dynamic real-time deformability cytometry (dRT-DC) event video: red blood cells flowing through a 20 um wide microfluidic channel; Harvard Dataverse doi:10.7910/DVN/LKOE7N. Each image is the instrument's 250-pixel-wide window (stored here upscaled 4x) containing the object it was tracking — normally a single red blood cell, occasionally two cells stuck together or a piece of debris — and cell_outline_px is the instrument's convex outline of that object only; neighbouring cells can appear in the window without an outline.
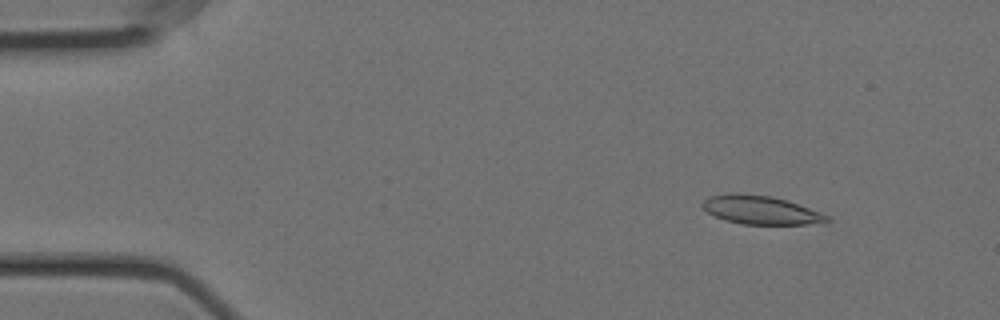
{"species": "Egyptian fruit bat (a non-hibernating species)", "species_latin": "Rousettus aegyptiacus", "temperature_condition": "cold", "stored_images_in_passage": 52, "camera_frame_rate_fps": 3000, "um_per_image_px": 0.085, "animal": {"sex": "female"}, "frame": {"image": 1, "passage_image": 2, "time_ms": 0.333, "image_size_px": [1000, 320], "cell_outline_px": [[832, 220], [808, 224], [740, 224], [724, 220], [708, 212], [700, 204], [704, 200], [712, 196], [732, 192], [736, 192], [772, 196], [788, 200], [828, 216]], "centroid_in_image_um": [64.62, 17.84], "position_along_channel_um": 20.4, "area_um2": 20.58}}
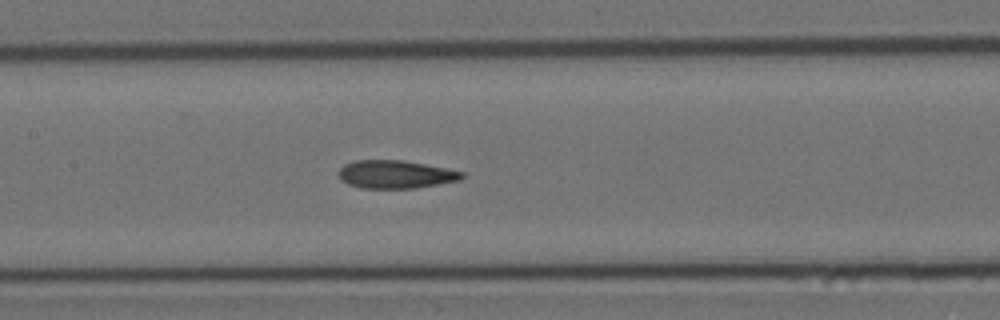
{"frame": {"image": 2, "passage_image": 22, "time_ms": 7.0, "image_size_px": [1000, 320], "cell_outline_px": [[464, 176], [460, 180], [416, 188], [360, 188], [348, 184], [340, 180], [336, 172], [344, 164], [356, 160], [404, 160], [464, 172]], "centroid_in_image_um": [33.57, 14.82], "position_along_channel_um": 173.8, "area_um2": 20.23}}
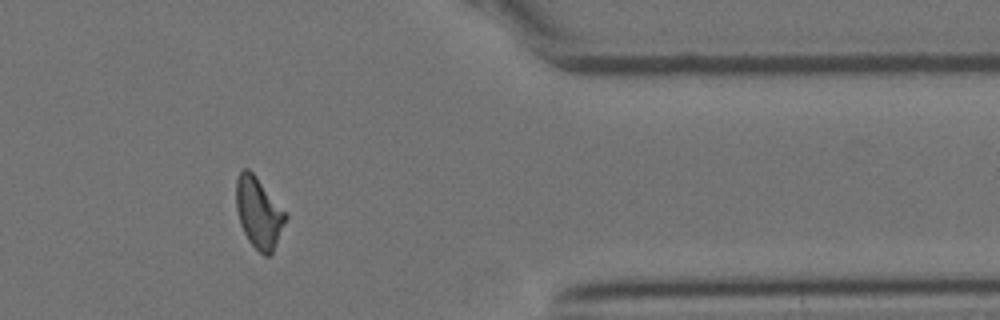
{"frame": {"image": 3, "passage_image": 42, "time_ms": 13.667, "image_size_px": [1000, 320], "cell_outline_px": [[288, 216], [272, 252], [268, 256], [264, 256], [248, 240], [240, 224], [236, 208], [236, 180], [240, 172], [244, 168], [248, 168], [256, 176]], "centroid_in_image_um": [21.97, 18.07], "position_along_channel_um": 389.4, "area_um2": 20.0}, "authors_computed_cell_mechanics": {"area_um2": 20.5479, "velocity_mm_per_s": 3.556, "shape_relaxation_time_tau1_ms": null, "shape_relaxation_time_tau2_ms": 2.4289, "deformation_change_tau1": null, "deformation_change_tau2": 0.0939}}